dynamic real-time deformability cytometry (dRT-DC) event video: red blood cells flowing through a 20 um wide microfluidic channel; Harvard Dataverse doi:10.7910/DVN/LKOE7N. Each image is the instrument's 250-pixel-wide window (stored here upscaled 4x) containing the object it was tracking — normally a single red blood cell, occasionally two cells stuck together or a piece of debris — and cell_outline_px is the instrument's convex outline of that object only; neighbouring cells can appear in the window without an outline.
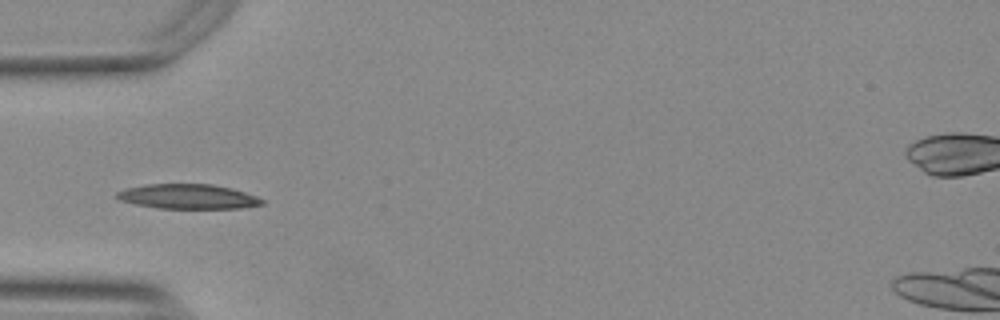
{"species": "Egyptian fruit bat (a non-hibernating species)", "species_latin": "Rousettus aegyptiacus", "temperature_condition": "warm", "stored_images_in_passage": 16, "camera_frame_rate_fps": 3000, "um_per_image_px": 0.085, "animal": {"sex": "female"}, "frame": {"image": 1, "passage_image": 1, "time_ms": 0.0, "image_size_px": [1000, 320], "cell_outline_px": [[264, 204], [240, 208], [160, 208], [136, 204], [120, 200], [116, 196], [116, 192], [124, 188], [144, 184], [212, 184], [232, 188], [256, 196], [264, 200]], "centroid_in_image_um": [15.96, 16.69], "position_along_channel_um": 69.0, "area_um2": 20.87}}